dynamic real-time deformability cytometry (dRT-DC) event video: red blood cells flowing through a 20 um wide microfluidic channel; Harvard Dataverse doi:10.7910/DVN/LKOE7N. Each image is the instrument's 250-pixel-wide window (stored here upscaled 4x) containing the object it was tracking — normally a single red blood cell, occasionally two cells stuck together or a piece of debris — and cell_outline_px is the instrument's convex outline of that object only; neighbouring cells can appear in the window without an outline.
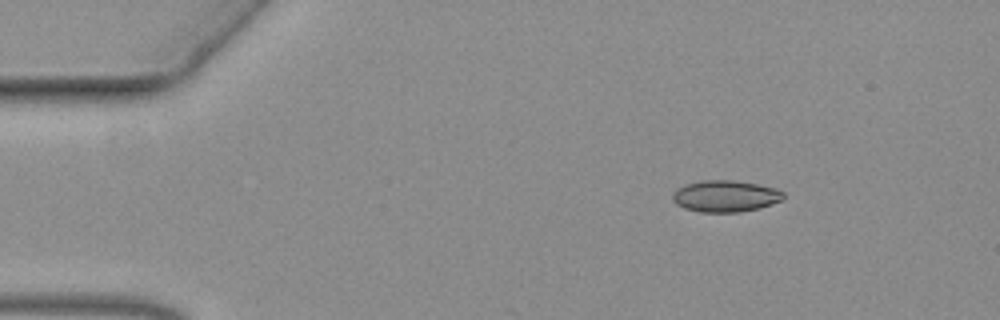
{"species": "common noctule bat (a hibernating species)", "species_latin": "Nyctalus noctula", "temperature_condition": "warm", "stored_images_in_passage": 8, "camera_frame_rate_fps": 3000, "um_per_image_px": 0.085, "animal": {"sex": "female", "body_mass_g": 19.3, "forearm_length_mm": 54.1}, "frame": {"image": 1, "passage_image": 1, "time_ms": 0.0, "image_size_px": [1000, 320], "cell_outline_px": [[784, 200], [760, 208], [740, 212], [700, 212], [684, 208], [676, 204], [672, 200], [672, 196], [676, 188], [684, 184], [704, 180], [732, 180], [756, 184], [776, 188], [784, 192]], "centroid_in_image_um": [61.66, 16.67], "position_along_channel_um": 23.3, "area_um2": 20.58}}